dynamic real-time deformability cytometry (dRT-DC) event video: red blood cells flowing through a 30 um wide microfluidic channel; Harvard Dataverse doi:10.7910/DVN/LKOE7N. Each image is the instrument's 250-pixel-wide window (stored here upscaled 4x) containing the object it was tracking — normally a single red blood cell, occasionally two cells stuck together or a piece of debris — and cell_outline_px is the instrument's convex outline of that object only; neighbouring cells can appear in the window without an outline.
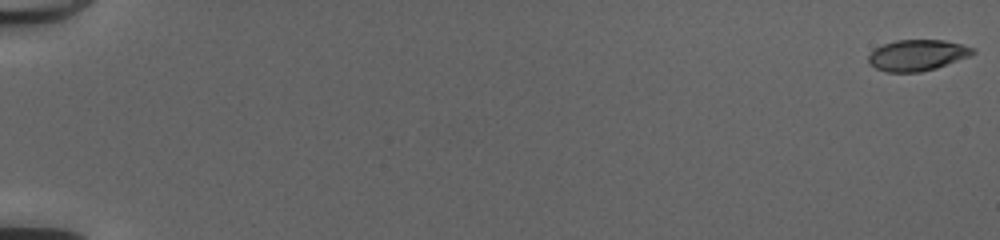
{"species": "common noctule bat (a hibernating species)", "species_latin": "Nyctalus noctula", "temperature_condition": "cold", "stored_images_in_passage": 52, "camera_frame_rate_fps": 3000, "um_per_image_px": 0.085, "animal": {"sex": "female", "body_mass_g": 20.0, "forearm_length_mm": 54.0}, "frame": {"image": 1, "passage_image": 1, "time_ms": 0.0, "image_size_px": [1000, 240], "cell_outline_px": [[976, 52], [968, 56], [936, 68], [920, 72], [888, 72], [876, 68], [868, 64], [868, 56], [876, 48], [884, 44], [896, 40], [944, 40], [976, 48]], "centroid_in_image_um": [77.96, 4.69], "position_along_channel_um": 7.0, "area_um2": 18.73}}
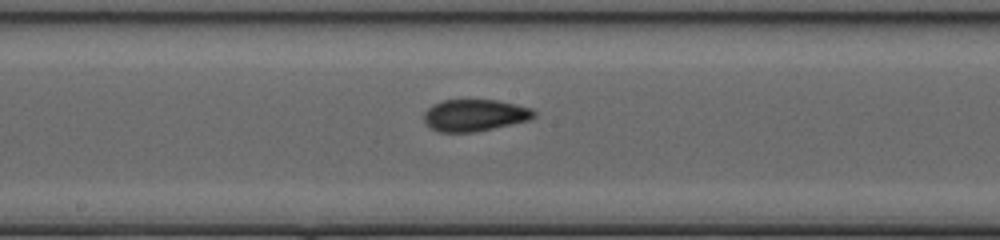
{"frame": {"image": 2, "passage_image": 30, "time_ms": 9.667, "image_size_px": [1000, 240], "cell_outline_px": [[536, 116], [528, 120], [476, 132], [440, 132], [432, 128], [424, 120], [424, 112], [432, 104], [440, 100], [496, 100], [516, 104], [532, 108], [536, 112]], "centroid_in_image_um": [40.35, 9.79], "position_along_channel_um": 207.8, "area_um2": 20.4}}
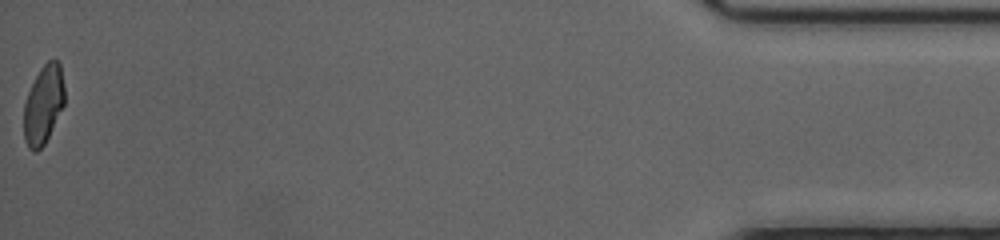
{"frame": {"image": 3, "passage_image": 52, "time_ms": 17.0, "image_size_px": [1000, 240], "cell_outline_px": [[64, 104], [44, 144], [36, 152], [32, 152], [28, 148], [24, 140], [24, 104], [28, 92], [40, 68], [48, 60], [56, 60], [60, 64], [64, 88]], "centroid_in_image_um": [3.67, 8.91], "position_along_channel_um": 431.5, "area_um2": 18.44}, "authors_computed_cell_mechanics": {"area_um2": 19.5653, "velocity_mm_per_s": 4.1978, "shape_relaxation_time_tau1_ms": 7.1498, "shape_relaxation_time_tau2_ms": 0.8448, "deformation_change_tau1": 0.185, "deformation_change_tau2": 0.0589}}